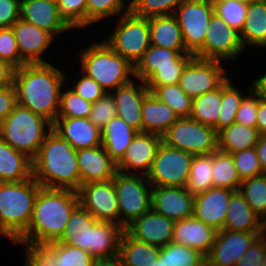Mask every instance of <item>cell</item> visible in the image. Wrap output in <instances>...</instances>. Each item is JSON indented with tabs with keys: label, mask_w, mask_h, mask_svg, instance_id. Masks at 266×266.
<instances>
[{
	"label": "cell",
	"mask_w": 266,
	"mask_h": 266,
	"mask_svg": "<svg viewBox=\"0 0 266 266\" xmlns=\"http://www.w3.org/2000/svg\"><path fill=\"white\" fill-rule=\"evenodd\" d=\"M60 69L52 61L25 64L15 69L13 78L17 104L52 124L58 116L61 91L66 84V70Z\"/></svg>",
	"instance_id": "6da1fadb"
},
{
	"label": "cell",
	"mask_w": 266,
	"mask_h": 266,
	"mask_svg": "<svg viewBox=\"0 0 266 266\" xmlns=\"http://www.w3.org/2000/svg\"><path fill=\"white\" fill-rule=\"evenodd\" d=\"M80 205L77 191L41 187L27 231L14 243L43 247L58 241L72 212Z\"/></svg>",
	"instance_id": "7a4b0ae2"
},
{
	"label": "cell",
	"mask_w": 266,
	"mask_h": 266,
	"mask_svg": "<svg viewBox=\"0 0 266 266\" xmlns=\"http://www.w3.org/2000/svg\"><path fill=\"white\" fill-rule=\"evenodd\" d=\"M77 151L53 129L32 160V176L44 188L78 191L81 186Z\"/></svg>",
	"instance_id": "3957f363"
},
{
	"label": "cell",
	"mask_w": 266,
	"mask_h": 266,
	"mask_svg": "<svg viewBox=\"0 0 266 266\" xmlns=\"http://www.w3.org/2000/svg\"><path fill=\"white\" fill-rule=\"evenodd\" d=\"M124 231L116 223L97 221L79 205L69 217L58 242L86 250L93 258H108L119 255Z\"/></svg>",
	"instance_id": "277c9868"
},
{
	"label": "cell",
	"mask_w": 266,
	"mask_h": 266,
	"mask_svg": "<svg viewBox=\"0 0 266 266\" xmlns=\"http://www.w3.org/2000/svg\"><path fill=\"white\" fill-rule=\"evenodd\" d=\"M41 187L33 176L20 182H0V237L14 244L27 231Z\"/></svg>",
	"instance_id": "5b68a950"
},
{
	"label": "cell",
	"mask_w": 266,
	"mask_h": 266,
	"mask_svg": "<svg viewBox=\"0 0 266 266\" xmlns=\"http://www.w3.org/2000/svg\"><path fill=\"white\" fill-rule=\"evenodd\" d=\"M91 41L93 43H88L78 51L79 70L82 73L96 81L107 93L135 78V66L127 59L116 53L104 40Z\"/></svg>",
	"instance_id": "8992f818"
},
{
	"label": "cell",
	"mask_w": 266,
	"mask_h": 266,
	"mask_svg": "<svg viewBox=\"0 0 266 266\" xmlns=\"http://www.w3.org/2000/svg\"><path fill=\"white\" fill-rule=\"evenodd\" d=\"M52 126L43 116L17 104L0 124V138L33 160Z\"/></svg>",
	"instance_id": "52a82bcc"
},
{
	"label": "cell",
	"mask_w": 266,
	"mask_h": 266,
	"mask_svg": "<svg viewBox=\"0 0 266 266\" xmlns=\"http://www.w3.org/2000/svg\"><path fill=\"white\" fill-rule=\"evenodd\" d=\"M114 22V30L103 40L116 53L136 66L151 45L149 18H141L129 12L120 15Z\"/></svg>",
	"instance_id": "ba28073f"
},
{
	"label": "cell",
	"mask_w": 266,
	"mask_h": 266,
	"mask_svg": "<svg viewBox=\"0 0 266 266\" xmlns=\"http://www.w3.org/2000/svg\"><path fill=\"white\" fill-rule=\"evenodd\" d=\"M113 183L120 211V226L125 229L152 209V185L145 175L119 171L114 175Z\"/></svg>",
	"instance_id": "9c48e42d"
},
{
	"label": "cell",
	"mask_w": 266,
	"mask_h": 266,
	"mask_svg": "<svg viewBox=\"0 0 266 266\" xmlns=\"http://www.w3.org/2000/svg\"><path fill=\"white\" fill-rule=\"evenodd\" d=\"M162 142L194 155L218 150L217 131L189 117L179 118L162 136Z\"/></svg>",
	"instance_id": "30bf717a"
},
{
	"label": "cell",
	"mask_w": 266,
	"mask_h": 266,
	"mask_svg": "<svg viewBox=\"0 0 266 266\" xmlns=\"http://www.w3.org/2000/svg\"><path fill=\"white\" fill-rule=\"evenodd\" d=\"M194 154L162 142L153 160L147 179L152 186L185 187Z\"/></svg>",
	"instance_id": "8fae6325"
},
{
	"label": "cell",
	"mask_w": 266,
	"mask_h": 266,
	"mask_svg": "<svg viewBox=\"0 0 266 266\" xmlns=\"http://www.w3.org/2000/svg\"><path fill=\"white\" fill-rule=\"evenodd\" d=\"M214 14L211 0H186L174 12L186 50L195 54L203 45Z\"/></svg>",
	"instance_id": "7c38bea8"
},
{
	"label": "cell",
	"mask_w": 266,
	"mask_h": 266,
	"mask_svg": "<svg viewBox=\"0 0 266 266\" xmlns=\"http://www.w3.org/2000/svg\"><path fill=\"white\" fill-rule=\"evenodd\" d=\"M204 45L194 54L199 59L220 60L227 64L232 63L244 52V46L240 39V32L227 25L215 13L211 17Z\"/></svg>",
	"instance_id": "4fadbf2b"
},
{
	"label": "cell",
	"mask_w": 266,
	"mask_h": 266,
	"mask_svg": "<svg viewBox=\"0 0 266 266\" xmlns=\"http://www.w3.org/2000/svg\"><path fill=\"white\" fill-rule=\"evenodd\" d=\"M225 62L193 57L183 69L181 89L191 98L219 88L228 78Z\"/></svg>",
	"instance_id": "5bb4252c"
},
{
	"label": "cell",
	"mask_w": 266,
	"mask_h": 266,
	"mask_svg": "<svg viewBox=\"0 0 266 266\" xmlns=\"http://www.w3.org/2000/svg\"><path fill=\"white\" fill-rule=\"evenodd\" d=\"M77 192L80 205L97 221L120 225V211L113 179L81 185Z\"/></svg>",
	"instance_id": "9a60e30c"
},
{
	"label": "cell",
	"mask_w": 266,
	"mask_h": 266,
	"mask_svg": "<svg viewBox=\"0 0 266 266\" xmlns=\"http://www.w3.org/2000/svg\"><path fill=\"white\" fill-rule=\"evenodd\" d=\"M261 235L263 232L219 230L206 258L211 266H236L239 259Z\"/></svg>",
	"instance_id": "2e32d148"
},
{
	"label": "cell",
	"mask_w": 266,
	"mask_h": 266,
	"mask_svg": "<svg viewBox=\"0 0 266 266\" xmlns=\"http://www.w3.org/2000/svg\"><path fill=\"white\" fill-rule=\"evenodd\" d=\"M12 30L21 59L26 64L47 63L45 53L55 48L52 44H55L58 37L20 18L12 25Z\"/></svg>",
	"instance_id": "e0dca14e"
},
{
	"label": "cell",
	"mask_w": 266,
	"mask_h": 266,
	"mask_svg": "<svg viewBox=\"0 0 266 266\" xmlns=\"http://www.w3.org/2000/svg\"><path fill=\"white\" fill-rule=\"evenodd\" d=\"M161 144V136L138 132L127 147L123 158L116 164L117 171L147 176Z\"/></svg>",
	"instance_id": "ac0fdd59"
},
{
	"label": "cell",
	"mask_w": 266,
	"mask_h": 266,
	"mask_svg": "<svg viewBox=\"0 0 266 266\" xmlns=\"http://www.w3.org/2000/svg\"><path fill=\"white\" fill-rule=\"evenodd\" d=\"M152 209L174 221L193 216L194 195L185 187L152 186Z\"/></svg>",
	"instance_id": "d6986e66"
},
{
	"label": "cell",
	"mask_w": 266,
	"mask_h": 266,
	"mask_svg": "<svg viewBox=\"0 0 266 266\" xmlns=\"http://www.w3.org/2000/svg\"><path fill=\"white\" fill-rule=\"evenodd\" d=\"M19 18L48 31L55 38L73 32L61 18L53 0H20Z\"/></svg>",
	"instance_id": "ffe728a7"
},
{
	"label": "cell",
	"mask_w": 266,
	"mask_h": 266,
	"mask_svg": "<svg viewBox=\"0 0 266 266\" xmlns=\"http://www.w3.org/2000/svg\"><path fill=\"white\" fill-rule=\"evenodd\" d=\"M175 221L151 209L125 228L134 239L155 245L166 246L172 240Z\"/></svg>",
	"instance_id": "44dd1931"
},
{
	"label": "cell",
	"mask_w": 266,
	"mask_h": 266,
	"mask_svg": "<svg viewBox=\"0 0 266 266\" xmlns=\"http://www.w3.org/2000/svg\"><path fill=\"white\" fill-rule=\"evenodd\" d=\"M233 192L226 188L211 187L207 191L195 195L193 216L217 231L222 230Z\"/></svg>",
	"instance_id": "7402d4cb"
},
{
	"label": "cell",
	"mask_w": 266,
	"mask_h": 266,
	"mask_svg": "<svg viewBox=\"0 0 266 266\" xmlns=\"http://www.w3.org/2000/svg\"><path fill=\"white\" fill-rule=\"evenodd\" d=\"M149 92L146 83L137 78L111 92L117 116L138 132H142L141 107Z\"/></svg>",
	"instance_id": "603a6c76"
},
{
	"label": "cell",
	"mask_w": 266,
	"mask_h": 266,
	"mask_svg": "<svg viewBox=\"0 0 266 266\" xmlns=\"http://www.w3.org/2000/svg\"><path fill=\"white\" fill-rule=\"evenodd\" d=\"M217 230L194 216L175 221L172 242L198 251L205 258L210 254Z\"/></svg>",
	"instance_id": "cb8c5ba5"
},
{
	"label": "cell",
	"mask_w": 266,
	"mask_h": 266,
	"mask_svg": "<svg viewBox=\"0 0 266 266\" xmlns=\"http://www.w3.org/2000/svg\"><path fill=\"white\" fill-rule=\"evenodd\" d=\"M52 129L76 151L102 145V132L89 118L57 117Z\"/></svg>",
	"instance_id": "d4e9b609"
},
{
	"label": "cell",
	"mask_w": 266,
	"mask_h": 266,
	"mask_svg": "<svg viewBox=\"0 0 266 266\" xmlns=\"http://www.w3.org/2000/svg\"><path fill=\"white\" fill-rule=\"evenodd\" d=\"M76 157L81 185L112 180L117 172L116 163L107 154L103 145L77 150Z\"/></svg>",
	"instance_id": "484cf974"
},
{
	"label": "cell",
	"mask_w": 266,
	"mask_h": 266,
	"mask_svg": "<svg viewBox=\"0 0 266 266\" xmlns=\"http://www.w3.org/2000/svg\"><path fill=\"white\" fill-rule=\"evenodd\" d=\"M194 57L188 51H176L150 45L143 58L135 66V78L146 82L158 69L187 65Z\"/></svg>",
	"instance_id": "4316f807"
},
{
	"label": "cell",
	"mask_w": 266,
	"mask_h": 266,
	"mask_svg": "<svg viewBox=\"0 0 266 266\" xmlns=\"http://www.w3.org/2000/svg\"><path fill=\"white\" fill-rule=\"evenodd\" d=\"M142 132L163 136L180 118L166 103L149 92L141 107Z\"/></svg>",
	"instance_id": "83f0119b"
},
{
	"label": "cell",
	"mask_w": 266,
	"mask_h": 266,
	"mask_svg": "<svg viewBox=\"0 0 266 266\" xmlns=\"http://www.w3.org/2000/svg\"><path fill=\"white\" fill-rule=\"evenodd\" d=\"M264 221L237 190L230 197L224 228L230 231L263 232Z\"/></svg>",
	"instance_id": "f1b7e54d"
},
{
	"label": "cell",
	"mask_w": 266,
	"mask_h": 266,
	"mask_svg": "<svg viewBox=\"0 0 266 266\" xmlns=\"http://www.w3.org/2000/svg\"><path fill=\"white\" fill-rule=\"evenodd\" d=\"M247 18L240 32L244 49L266 48V0L248 2Z\"/></svg>",
	"instance_id": "f546056e"
},
{
	"label": "cell",
	"mask_w": 266,
	"mask_h": 266,
	"mask_svg": "<svg viewBox=\"0 0 266 266\" xmlns=\"http://www.w3.org/2000/svg\"><path fill=\"white\" fill-rule=\"evenodd\" d=\"M101 132L102 145L116 164L123 158L127 147L138 133L119 116L106 123Z\"/></svg>",
	"instance_id": "4dcf8cb0"
},
{
	"label": "cell",
	"mask_w": 266,
	"mask_h": 266,
	"mask_svg": "<svg viewBox=\"0 0 266 266\" xmlns=\"http://www.w3.org/2000/svg\"><path fill=\"white\" fill-rule=\"evenodd\" d=\"M151 45L176 51H187L176 17L172 15L149 18Z\"/></svg>",
	"instance_id": "1f68e13d"
},
{
	"label": "cell",
	"mask_w": 266,
	"mask_h": 266,
	"mask_svg": "<svg viewBox=\"0 0 266 266\" xmlns=\"http://www.w3.org/2000/svg\"><path fill=\"white\" fill-rule=\"evenodd\" d=\"M32 177V160L0 138V182H20Z\"/></svg>",
	"instance_id": "d6a6232c"
},
{
	"label": "cell",
	"mask_w": 266,
	"mask_h": 266,
	"mask_svg": "<svg viewBox=\"0 0 266 266\" xmlns=\"http://www.w3.org/2000/svg\"><path fill=\"white\" fill-rule=\"evenodd\" d=\"M259 136L257 128L235 122L217 132L218 150L231 154L253 148Z\"/></svg>",
	"instance_id": "836d02e7"
},
{
	"label": "cell",
	"mask_w": 266,
	"mask_h": 266,
	"mask_svg": "<svg viewBox=\"0 0 266 266\" xmlns=\"http://www.w3.org/2000/svg\"><path fill=\"white\" fill-rule=\"evenodd\" d=\"M160 247L138 241L126 231L120 240L119 255L125 266H148L151 260H157Z\"/></svg>",
	"instance_id": "e575fe53"
},
{
	"label": "cell",
	"mask_w": 266,
	"mask_h": 266,
	"mask_svg": "<svg viewBox=\"0 0 266 266\" xmlns=\"http://www.w3.org/2000/svg\"><path fill=\"white\" fill-rule=\"evenodd\" d=\"M222 85L210 92L194 97L189 118L212 126L218 132V118L221 110Z\"/></svg>",
	"instance_id": "d590c367"
},
{
	"label": "cell",
	"mask_w": 266,
	"mask_h": 266,
	"mask_svg": "<svg viewBox=\"0 0 266 266\" xmlns=\"http://www.w3.org/2000/svg\"><path fill=\"white\" fill-rule=\"evenodd\" d=\"M212 180L213 187L239 190L242 181L231 154L219 150L213 153Z\"/></svg>",
	"instance_id": "8d00e7d4"
},
{
	"label": "cell",
	"mask_w": 266,
	"mask_h": 266,
	"mask_svg": "<svg viewBox=\"0 0 266 266\" xmlns=\"http://www.w3.org/2000/svg\"><path fill=\"white\" fill-rule=\"evenodd\" d=\"M212 170L213 153L194 155L185 188L194 196L207 191L213 187Z\"/></svg>",
	"instance_id": "74e56055"
},
{
	"label": "cell",
	"mask_w": 266,
	"mask_h": 266,
	"mask_svg": "<svg viewBox=\"0 0 266 266\" xmlns=\"http://www.w3.org/2000/svg\"><path fill=\"white\" fill-rule=\"evenodd\" d=\"M133 0H87V27L131 12ZM101 21V22H100Z\"/></svg>",
	"instance_id": "f35d334b"
},
{
	"label": "cell",
	"mask_w": 266,
	"mask_h": 266,
	"mask_svg": "<svg viewBox=\"0 0 266 266\" xmlns=\"http://www.w3.org/2000/svg\"><path fill=\"white\" fill-rule=\"evenodd\" d=\"M229 77L222 84L221 110L218 118V131L235 123L236 112L241 101L245 97L244 92L234 85L233 79ZM243 92V93H242Z\"/></svg>",
	"instance_id": "ab89813d"
},
{
	"label": "cell",
	"mask_w": 266,
	"mask_h": 266,
	"mask_svg": "<svg viewBox=\"0 0 266 266\" xmlns=\"http://www.w3.org/2000/svg\"><path fill=\"white\" fill-rule=\"evenodd\" d=\"M238 191L254 212L266 222V175L243 180Z\"/></svg>",
	"instance_id": "60d3db41"
},
{
	"label": "cell",
	"mask_w": 266,
	"mask_h": 266,
	"mask_svg": "<svg viewBox=\"0 0 266 266\" xmlns=\"http://www.w3.org/2000/svg\"><path fill=\"white\" fill-rule=\"evenodd\" d=\"M151 93L166 103L180 118L189 117L193 98L188 96L179 84L157 86Z\"/></svg>",
	"instance_id": "b9f144b4"
},
{
	"label": "cell",
	"mask_w": 266,
	"mask_h": 266,
	"mask_svg": "<svg viewBox=\"0 0 266 266\" xmlns=\"http://www.w3.org/2000/svg\"><path fill=\"white\" fill-rule=\"evenodd\" d=\"M43 247L58 261V266H92L94 260L86 250L58 241Z\"/></svg>",
	"instance_id": "7bdbcfd3"
},
{
	"label": "cell",
	"mask_w": 266,
	"mask_h": 266,
	"mask_svg": "<svg viewBox=\"0 0 266 266\" xmlns=\"http://www.w3.org/2000/svg\"><path fill=\"white\" fill-rule=\"evenodd\" d=\"M91 108V102L76 94L65 84L61 91L60 108L57 117L89 118Z\"/></svg>",
	"instance_id": "ee69618b"
},
{
	"label": "cell",
	"mask_w": 266,
	"mask_h": 266,
	"mask_svg": "<svg viewBox=\"0 0 266 266\" xmlns=\"http://www.w3.org/2000/svg\"><path fill=\"white\" fill-rule=\"evenodd\" d=\"M214 13L224 20L228 26L241 32L247 18L248 3L235 0L212 1Z\"/></svg>",
	"instance_id": "f6af8a7d"
},
{
	"label": "cell",
	"mask_w": 266,
	"mask_h": 266,
	"mask_svg": "<svg viewBox=\"0 0 266 266\" xmlns=\"http://www.w3.org/2000/svg\"><path fill=\"white\" fill-rule=\"evenodd\" d=\"M165 266H196L205 257L188 246L169 242L162 247Z\"/></svg>",
	"instance_id": "bcb514c9"
},
{
	"label": "cell",
	"mask_w": 266,
	"mask_h": 266,
	"mask_svg": "<svg viewBox=\"0 0 266 266\" xmlns=\"http://www.w3.org/2000/svg\"><path fill=\"white\" fill-rule=\"evenodd\" d=\"M184 1L186 0H133L131 12L141 18L172 15Z\"/></svg>",
	"instance_id": "7dc6e473"
},
{
	"label": "cell",
	"mask_w": 266,
	"mask_h": 266,
	"mask_svg": "<svg viewBox=\"0 0 266 266\" xmlns=\"http://www.w3.org/2000/svg\"><path fill=\"white\" fill-rule=\"evenodd\" d=\"M61 18L72 30L87 28V0H57Z\"/></svg>",
	"instance_id": "c3c4849f"
},
{
	"label": "cell",
	"mask_w": 266,
	"mask_h": 266,
	"mask_svg": "<svg viewBox=\"0 0 266 266\" xmlns=\"http://www.w3.org/2000/svg\"><path fill=\"white\" fill-rule=\"evenodd\" d=\"M241 181L262 175V168L255 147L231 153Z\"/></svg>",
	"instance_id": "681fc988"
},
{
	"label": "cell",
	"mask_w": 266,
	"mask_h": 266,
	"mask_svg": "<svg viewBox=\"0 0 266 266\" xmlns=\"http://www.w3.org/2000/svg\"><path fill=\"white\" fill-rule=\"evenodd\" d=\"M246 87L245 97L236 112V123L257 128V111L259 108V95L252 89V82ZM249 93V94H248Z\"/></svg>",
	"instance_id": "f907efd6"
},
{
	"label": "cell",
	"mask_w": 266,
	"mask_h": 266,
	"mask_svg": "<svg viewBox=\"0 0 266 266\" xmlns=\"http://www.w3.org/2000/svg\"><path fill=\"white\" fill-rule=\"evenodd\" d=\"M79 73L80 74H76L78 76L75 77V78H77V79H74L75 82L69 83L68 79H70V81H72V80L70 77H68V74L66 72V83H68L67 85L71 84V87L69 86V88L71 90H73L76 94L80 95L82 98H84L88 102L94 103L98 99H101L107 93L92 78L86 76L81 71H79Z\"/></svg>",
	"instance_id": "816d5d0a"
},
{
	"label": "cell",
	"mask_w": 266,
	"mask_h": 266,
	"mask_svg": "<svg viewBox=\"0 0 266 266\" xmlns=\"http://www.w3.org/2000/svg\"><path fill=\"white\" fill-rule=\"evenodd\" d=\"M115 116H117V107L111 93H106L101 99L92 103L89 120L100 130Z\"/></svg>",
	"instance_id": "f5cc1de1"
},
{
	"label": "cell",
	"mask_w": 266,
	"mask_h": 266,
	"mask_svg": "<svg viewBox=\"0 0 266 266\" xmlns=\"http://www.w3.org/2000/svg\"><path fill=\"white\" fill-rule=\"evenodd\" d=\"M0 60H4L15 69L26 63L21 59L12 27L0 28Z\"/></svg>",
	"instance_id": "db71d44e"
},
{
	"label": "cell",
	"mask_w": 266,
	"mask_h": 266,
	"mask_svg": "<svg viewBox=\"0 0 266 266\" xmlns=\"http://www.w3.org/2000/svg\"><path fill=\"white\" fill-rule=\"evenodd\" d=\"M186 65H176V68L158 69L145 83L150 92L157 86L178 84Z\"/></svg>",
	"instance_id": "11a10c76"
},
{
	"label": "cell",
	"mask_w": 266,
	"mask_h": 266,
	"mask_svg": "<svg viewBox=\"0 0 266 266\" xmlns=\"http://www.w3.org/2000/svg\"><path fill=\"white\" fill-rule=\"evenodd\" d=\"M22 245L25 246L22 266H58V261L44 247Z\"/></svg>",
	"instance_id": "9f6ffc18"
},
{
	"label": "cell",
	"mask_w": 266,
	"mask_h": 266,
	"mask_svg": "<svg viewBox=\"0 0 266 266\" xmlns=\"http://www.w3.org/2000/svg\"><path fill=\"white\" fill-rule=\"evenodd\" d=\"M264 252L265 237L261 235L239 259L236 266H262Z\"/></svg>",
	"instance_id": "6f0895ef"
},
{
	"label": "cell",
	"mask_w": 266,
	"mask_h": 266,
	"mask_svg": "<svg viewBox=\"0 0 266 266\" xmlns=\"http://www.w3.org/2000/svg\"><path fill=\"white\" fill-rule=\"evenodd\" d=\"M20 0H0V28L12 27L19 20Z\"/></svg>",
	"instance_id": "680465c9"
},
{
	"label": "cell",
	"mask_w": 266,
	"mask_h": 266,
	"mask_svg": "<svg viewBox=\"0 0 266 266\" xmlns=\"http://www.w3.org/2000/svg\"><path fill=\"white\" fill-rule=\"evenodd\" d=\"M17 105L14 85L0 89V124L14 110Z\"/></svg>",
	"instance_id": "91938a15"
},
{
	"label": "cell",
	"mask_w": 266,
	"mask_h": 266,
	"mask_svg": "<svg viewBox=\"0 0 266 266\" xmlns=\"http://www.w3.org/2000/svg\"><path fill=\"white\" fill-rule=\"evenodd\" d=\"M15 68L4 60H0V89L13 84Z\"/></svg>",
	"instance_id": "94428289"
},
{
	"label": "cell",
	"mask_w": 266,
	"mask_h": 266,
	"mask_svg": "<svg viewBox=\"0 0 266 266\" xmlns=\"http://www.w3.org/2000/svg\"><path fill=\"white\" fill-rule=\"evenodd\" d=\"M257 129L260 135H266V99L260 97L257 111Z\"/></svg>",
	"instance_id": "6125c7cd"
},
{
	"label": "cell",
	"mask_w": 266,
	"mask_h": 266,
	"mask_svg": "<svg viewBox=\"0 0 266 266\" xmlns=\"http://www.w3.org/2000/svg\"><path fill=\"white\" fill-rule=\"evenodd\" d=\"M255 149L260 160L262 174L266 175V135L259 136Z\"/></svg>",
	"instance_id": "be15d7a7"
},
{
	"label": "cell",
	"mask_w": 266,
	"mask_h": 266,
	"mask_svg": "<svg viewBox=\"0 0 266 266\" xmlns=\"http://www.w3.org/2000/svg\"><path fill=\"white\" fill-rule=\"evenodd\" d=\"M263 72L260 75L258 74V77L251 82L252 89L259 95V97L266 99V69Z\"/></svg>",
	"instance_id": "e7e4bbea"
},
{
	"label": "cell",
	"mask_w": 266,
	"mask_h": 266,
	"mask_svg": "<svg viewBox=\"0 0 266 266\" xmlns=\"http://www.w3.org/2000/svg\"><path fill=\"white\" fill-rule=\"evenodd\" d=\"M92 266H125L120 255L108 258H94Z\"/></svg>",
	"instance_id": "03108f58"
},
{
	"label": "cell",
	"mask_w": 266,
	"mask_h": 266,
	"mask_svg": "<svg viewBox=\"0 0 266 266\" xmlns=\"http://www.w3.org/2000/svg\"><path fill=\"white\" fill-rule=\"evenodd\" d=\"M148 266H165L164 264V252H162V247H160V254L157 260H151Z\"/></svg>",
	"instance_id": "003e7915"
},
{
	"label": "cell",
	"mask_w": 266,
	"mask_h": 266,
	"mask_svg": "<svg viewBox=\"0 0 266 266\" xmlns=\"http://www.w3.org/2000/svg\"><path fill=\"white\" fill-rule=\"evenodd\" d=\"M196 266H211L210 261L207 258H204Z\"/></svg>",
	"instance_id": "a7ac6f4b"
},
{
	"label": "cell",
	"mask_w": 266,
	"mask_h": 266,
	"mask_svg": "<svg viewBox=\"0 0 266 266\" xmlns=\"http://www.w3.org/2000/svg\"><path fill=\"white\" fill-rule=\"evenodd\" d=\"M262 266H266V238H265V252L263 256Z\"/></svg>",
	"instance_id": "89a4df30"
},
{
	"label": "cell",
	"mask_w": 266,
	"mask_h": 266,
	"mask_svg": "<svg viewBox=\"0 0 266 266\" xmlns=\"http://www.w3.org/2000/svg\"><path fill=\"white\" fill-rule=\"evenodd\" d=\"M211 1H229V0H211ZM235 1L248 3V2H250L252 0H235Z\"/></svg>",
	"instance_id": "2644e50d"
},
{
	"label": "cell",
	"mask_w": 266,
	"mask_h": 266,
	"mask_svg": "<svg viewBox=\"0 0 266 266\" xmlns=\"http://www.w3.org/2000/svg\"><path fill=\"white\" fill-rule=\"evenodd\" d=\"M263 235H264V237L266 238V222L264 223Z\"/></svg>",
	"instance_id": "8c879c8a"
}]
</instances>
